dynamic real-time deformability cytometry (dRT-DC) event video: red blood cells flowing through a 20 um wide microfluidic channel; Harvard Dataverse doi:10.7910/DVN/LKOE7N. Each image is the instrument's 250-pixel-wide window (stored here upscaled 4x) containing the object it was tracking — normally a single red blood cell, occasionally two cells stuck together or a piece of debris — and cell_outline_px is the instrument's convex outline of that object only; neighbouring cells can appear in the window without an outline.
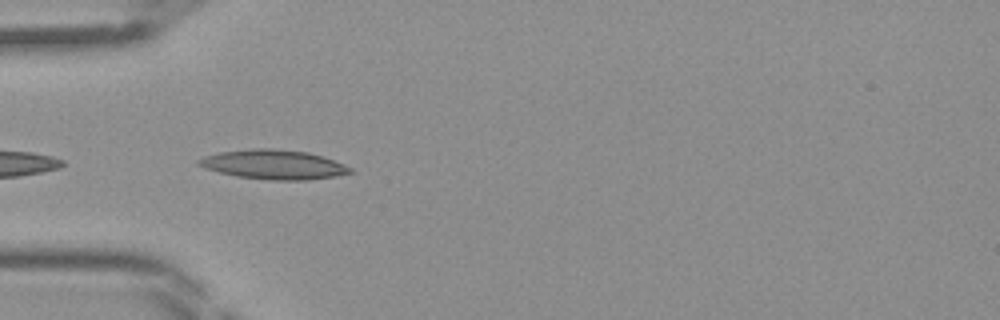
{"species": "Egyptian fruit bat (a non-hibernating species)", "species_latin": "Rousettus aegyptiacus", "temperature_condition": "room temperature", "stored_images_in_passage": 10, "camera_frame_rate_fps": 3000, "um_per_image_px": 0.085, "frame": {"image": 1, "passage_image": 1, "time_ms": 0.0, "image_size_px": [1000, 320], "cell_outline_px": [[356, 172], [336, 176], [308, 180], [272, 180], [236, 176], [204, 168], [196, 164], [196, 160], [204, 156], [220, 152], [252, 148], [272, 148], [308, 152], [344, 164], [352, 168]], "centroid_in_image_um": [23.26, 13.98], "position_along_channel_um": 61.7, "area_um2": 26.01}}
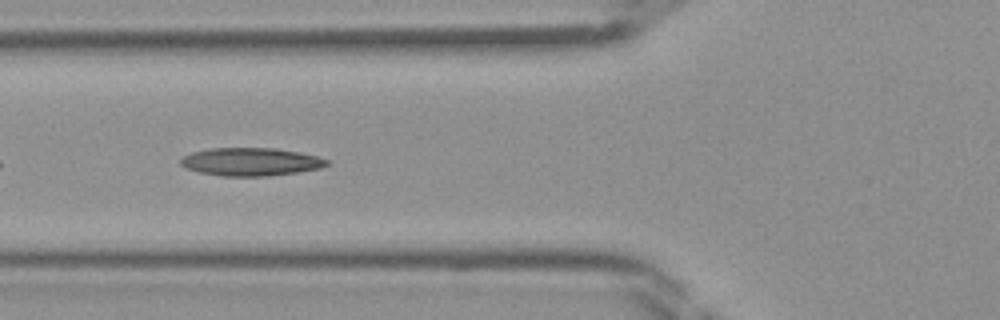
{"frame": {"image": 2, "passage_image": 4, "time_ms": 1.0, "image_size_px": [1000, 320], "cell_outline_px": [[332, 164], [320, 168], [296, 172], [268, 176], [224, 176], [200, 172], [188, 168], [180, 164], [180, 160], [184, 156], [192, 152], [208, 148], [276, 148], [316, 156], [328, 160]], "centroid_in_image_um": [21.33, 13.75], "position_along_channel_um": 104.5, "area_um2": 23.7}}
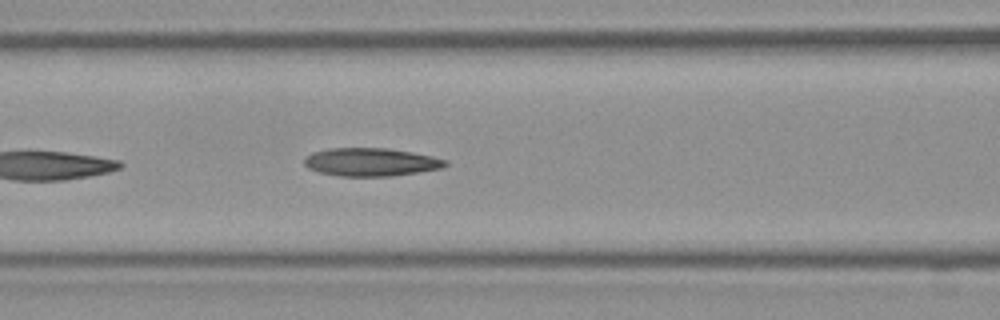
{"frame": {"image": 3, "passage_image": 6, "time_ms": 1.667, "image_size_px": [1000, 320], "cell_outline_px": [[448, 164], [444, 168], [388, 176], [340, 176], [320, 172], [308, 168], [304, 164], [304, 156], [312, 152], [328, 148], [388, 148], [412, 152], [432, 156], [448, 160]], "centroid_in_image_um": [31.52, 13.76], "position_along_channel_um": 135.1, "area_um2": 23.18}}